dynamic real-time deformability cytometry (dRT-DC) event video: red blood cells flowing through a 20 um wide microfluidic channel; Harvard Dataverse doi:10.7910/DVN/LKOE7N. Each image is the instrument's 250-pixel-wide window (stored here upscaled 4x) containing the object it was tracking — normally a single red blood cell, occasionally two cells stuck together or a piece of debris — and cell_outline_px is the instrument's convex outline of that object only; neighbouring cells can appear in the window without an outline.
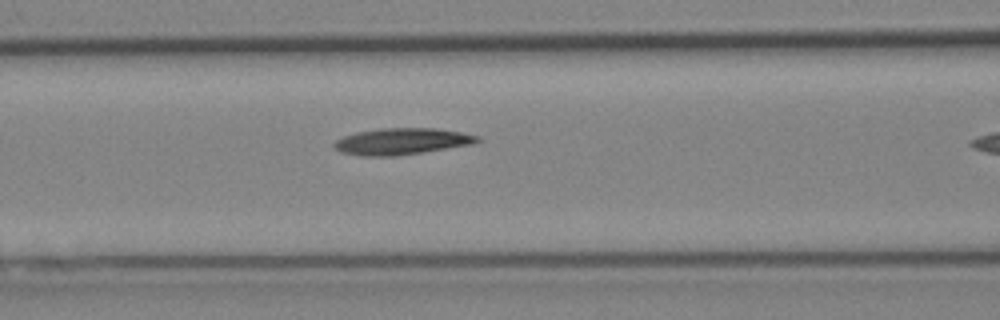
{"species": "Egyptian fruit bat (a non-hibernating species)", "species_latin": "Rousettus aegyptiacus", "temperature_condition": "cold", "stored_images_in_passage": 11, "camera_frame_rate_fps": 3000, "um_per_image_px": 0.085, "animal": {"sex": "female"}, "frame": {"image": 1, "passage_image": 10, "time_ms": 3.0, "image_size_px": [1000, 320], "cell_outline_px": [[484, 140], [472, 144], [448, 148], [396, 156], [360, 156], [340, 152], [332, 144], [336, 140], [344, 136], [356, 132], [380, 128], [436, 128], [460, 132], [480, 136]], "centroid_in_image_um": [34.16, 12.01], "position_along_channel_um": 132.4, "area_um2": 22.2}}